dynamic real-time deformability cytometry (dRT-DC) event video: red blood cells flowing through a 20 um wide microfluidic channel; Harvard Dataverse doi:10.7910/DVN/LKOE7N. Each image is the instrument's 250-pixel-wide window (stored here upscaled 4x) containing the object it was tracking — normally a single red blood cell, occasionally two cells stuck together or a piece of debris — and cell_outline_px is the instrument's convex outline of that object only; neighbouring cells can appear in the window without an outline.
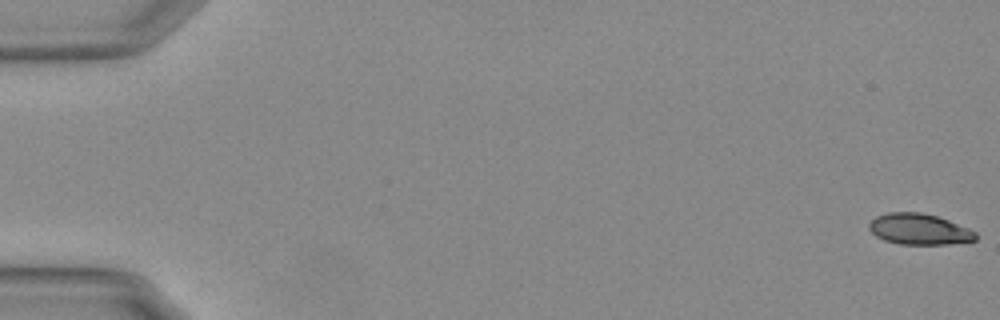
{"species": "Egyptian fruit bat (a non-hibernating species)", "species_latin": "Rousettus aegyptiacus", "temperature_condition": "warm", "stored_images_in_passage": 56, "camera_frame_rate_fps": 3000, "um_per_image_px": 0.085, "animal": {"sex": "female"}, "frame": {"image": 1, "passage_image": 1, "time_ms": 0.0, "image_size_px": [1000, 320], "cell_outline_px": [[976, 240], [948, 244], [900, 244], [884, 240], [876, 236], [868, 228], [868, 224], [876, 216], [888, 212], [920, 212], [936, 216], [948, 220], [968, 228], [976, 232]], "centroid_in_image_um": [78.11, 19.48], "position_along_channel_um": 6.9, "area_um2": 19.13}}
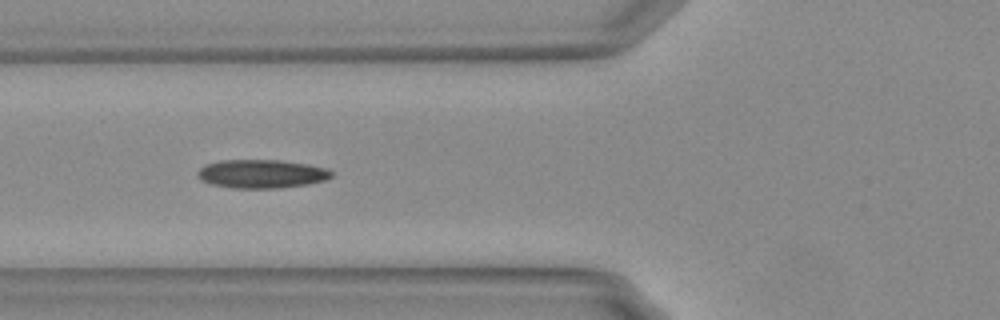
{"frame": {"image": 2, "passage_image": 22, "time_ms": 7.0, "image_size_px": [1000, 320], "cell_outline_px": [[332, 176], [324, 180], [308, 184], [280, 188], [232, 188], [212, 184], [200, 180], [196, 172], [204, 164], [220, 160], [280, 160], [308, 164], [328, 168], [332, 172]], "centroid_in_image_um": [22.21, 14.77], "position_along_channel_um": 103.6, "area_um2": 22.43}}
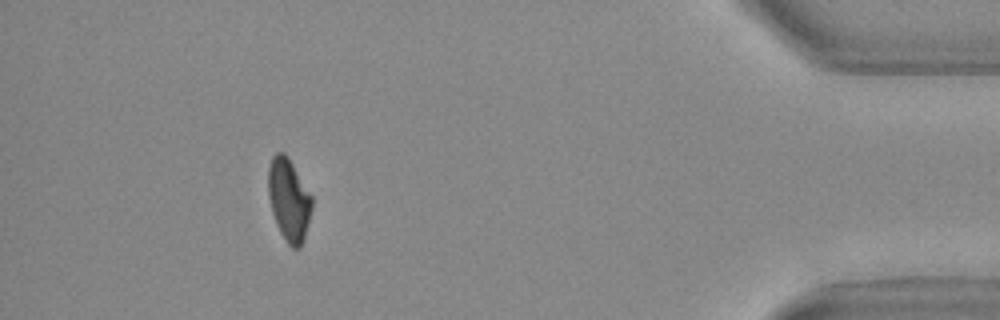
{"frame": {"image": 3, "passage_image": 51, "time_ms": 16.667, "image_size_px": [1000, 320], "cell_outline_px": [[312, 208], [304, 236], [300, 248], [292, 248], [288, 244], [280, 232], [276, 224], [272, 212], [268, 196], [268, 168], [272, 156], [276, 152], [284, 152], [288, 156], [312, 196]], "centroid_in_image_um": [24.54, 16.95], "position_along_channel_um": 410.7, "area_um2": 20.92}, "authors_computed_cell_mechanics": {"area_um2": 21.0681, "velocity_mm_per_s": 3.739, "shape_relaxation_time_tau1_ms": 6.9069, "shape_relaxation_time_tau2_ms": 2.5224, "deformation_change_tau1": 0.1814, "deformation_change_tau2": 0.0851}}